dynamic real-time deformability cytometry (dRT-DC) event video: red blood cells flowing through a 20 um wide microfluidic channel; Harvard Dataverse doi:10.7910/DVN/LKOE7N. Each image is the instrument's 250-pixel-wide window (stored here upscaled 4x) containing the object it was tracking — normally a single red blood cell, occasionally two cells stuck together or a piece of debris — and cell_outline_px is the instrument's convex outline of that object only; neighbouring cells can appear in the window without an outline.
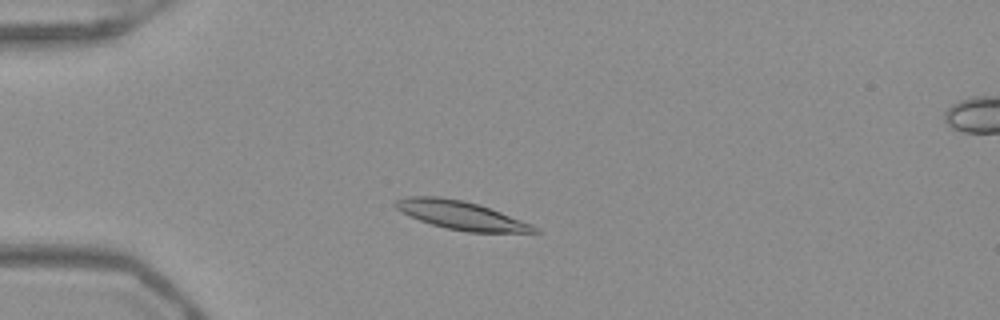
{"species": "Egyptian fruit bat (a non-hibernating species)", "species_latin": "Rousettus aegyptiacus", "temperature_condition": "warm", "stored_images_in_passage": 48, "camera_frame_rate_fps": 3000, "um_per_image_px": 0.085, "frame": {"image": 1, "passage_image": 9, "time_ms": 2.667, "image_size_px": [1000, 320], "cell_outline_px": [[540, 232], [468, 232], [448, 228], [432, 224], [420, 220], [400, 212], [392, 204], [392, 200], [404, 196], [440, 196], [464, 200], [480, 204], [532, 224], [540, 228]], "centroid_in_image_um": [39.14, 18.27], "position_along_channel_um": 45.9, "area_um2": 23.24}}
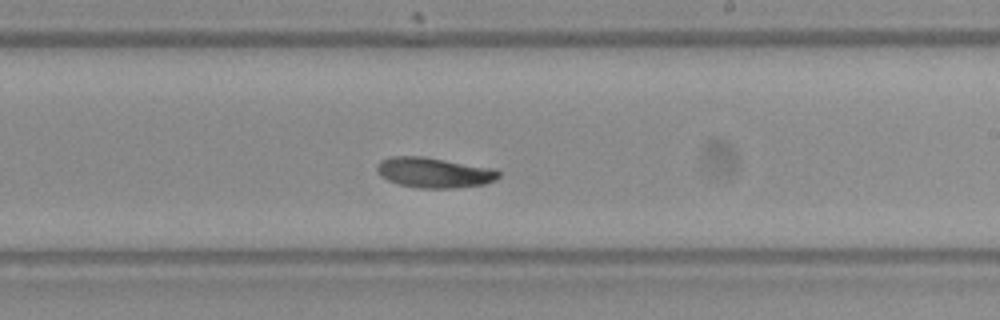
{"frame": {"image": 2, "passage_image": 27, "time_ms": 8.667, "image_size_px": [1000, 320], "cell_outline_px": [[500, 176], [496, 180], [484, 184], [456, 188], [420, 188], [400, 184], [388, 180], [380, 176], [376, 172], [376, 164], [380, 160], [388, 156], [420, 156], [496, 168], [500, 172]], "centroid_in_image_um": [36.89, 14.66], "position_along_channel_um": 252.1, "area_um2": 21.68}}
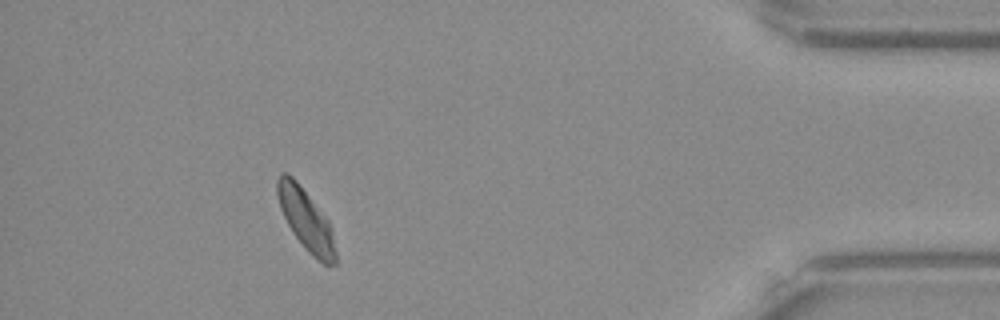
{"frame": {"image": 3, "passage_image": 43, "time_ms": 14.0, "image_size_px": [1000, 320], "cell_outline_px": [[336, 264], [328, 268], [312, 256], [304, 248], [292, 232], [280, 208], [276, 192], [276, 180], [280, 172], [288, 172], [296, 180], [328, 220], [332, 228], [336, 252]], "centroid_in_image_um": [26.01, 18.7], "position_along_channel_um": 409.2, "area_um2": 21.04}, "authors_computed_cell_mechanics": {"area_um2": 21.6172, "velocity_mm_per_s": 3.8728, "shape_relaxation_time_tau1_ms": 8.8068, "shape_relaxation_time_tau2_ms": 4.3293, "deformation_change_tau1": 0.1829, "deformation_change_tau2": 0.0754}}